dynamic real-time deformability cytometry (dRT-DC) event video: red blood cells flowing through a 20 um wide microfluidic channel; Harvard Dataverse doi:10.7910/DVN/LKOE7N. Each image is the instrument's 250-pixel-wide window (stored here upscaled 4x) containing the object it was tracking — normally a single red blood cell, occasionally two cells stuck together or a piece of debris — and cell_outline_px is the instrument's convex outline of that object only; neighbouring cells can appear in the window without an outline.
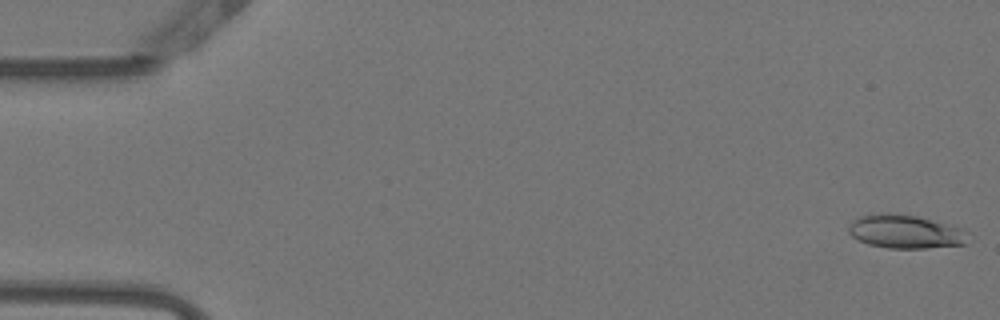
{"species": "Egyptian fruit bat (a non-hibernating species)", "species_latin": "Rousettus aegyptiacus", "temperature_condition": "warm", "stored_images_in_passage": 5, "camera_frame_rate_fps": 3000, "um_per_image_px": 0.085, "animal": {"sex": "female"}, "frame": {"image": 1, "passage_image": 1, "time_ms": 0.0, "image_size_px": [1000, 320], "cell_outline_px": [[968, 232], [964, 244], [924, 248], [888, 248], [868, 244], [852, 236], [848, 232], [848, 224], [852, 220], [860, 216], [888, 212], [916, 216], [932, 220], [960, 228]], "centroid_in_image_um": [76.89, 19.68], "position_along_channel_um": 8.1, "area_um2": 23.12}}